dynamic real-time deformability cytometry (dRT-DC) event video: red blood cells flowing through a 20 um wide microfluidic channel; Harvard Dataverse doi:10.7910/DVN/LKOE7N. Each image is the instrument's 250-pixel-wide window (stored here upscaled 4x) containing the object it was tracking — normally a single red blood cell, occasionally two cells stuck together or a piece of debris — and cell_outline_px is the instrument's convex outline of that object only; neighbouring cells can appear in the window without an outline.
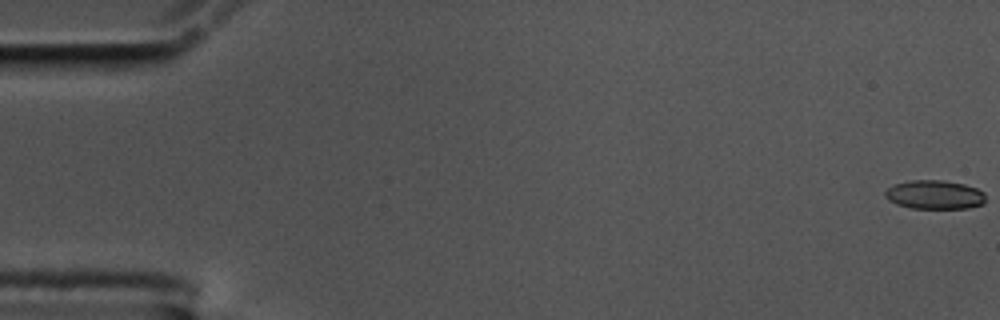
{"species": "common noctule bat (a hibernating species)", "species_latin": "Nyctalus noctula", "temperature_condition": "cold", "stored_images_in_passage": 59, "camera_frame_rate_fps": 3000, "um_per_image_px": 0.085, "animal": {"sex": "male", "body_mass_g": 17.5, "forearm_length_mm": 52.3}, "frame": {"image": 1, "passage_image": 1, "time_ms": 0.0, "image_size_px": [1000, 320], "cell_outline_px": [[984, 204], [968, 208], [912, 208], [896, 204], [888, 200], [884, 196], [884, 192], [892, 184], [912, 180], [944, 180], [964, 184], [976, 188], [984, 192]], "centroid_in_image_um": [79.42, 16.54], "position_along_channel_um": 5.6, "area_um2": 16.99}}
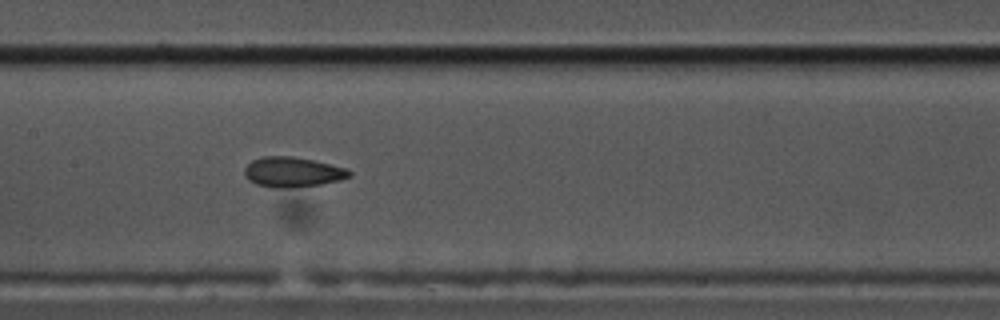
{"frame": {"image": 2, "passage_image": 29, "time_ms": 9.333, "image_size_px": [1000, 320], "cell_outline_px": [[352, 176], [340, 180], [320, 184], [288, 188], [276, 188], [256, 184], [248, 180], [244, 176], [244, 168], [252, 160], [264, 156], [292, 156], [312, 160], [348, 168], [352, 172]], "centroid_in_image_um": [24.87, 14.62], "position_along_channel_um": 182.5, "area_um2": 18.44}}
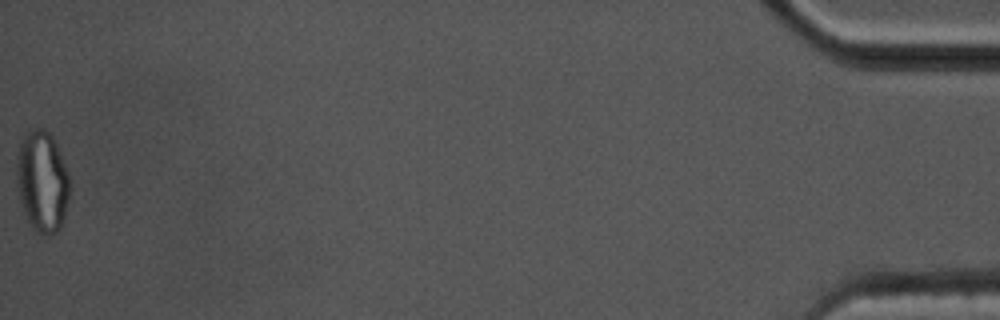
{"frame": {"image": 3, "passage_image": 59, "time_ms": 19.333, "image_size_px": [1000, 320], "cell_outline_px": [[68, 200], [64, 220], [60, 228], [56, 232], [48, 236], [36, 232], [28, 220], [24, 212], [20, 200], [16, 180], [16, 156], [20, 144], [28, 128], [44, 128], [52, 136], [56, 144], [64, 164], [68, 176]], "centroid_in_image_um": [3.56, 15.42], "position_along_channel_um": 431.6, "area_um2": 31.27}, "authors_computed_cell_mechanics": {"area_um2": 18.207, "velocity_mm_per_s": 3.4888, "shape_relaxation_time_tau1_ms": 7.441, "shape_relaxation_time_tau2_ms": 2.4145, "deformation_change_tau1": 0.1911, "deformation_change_tau2": 0.0892}}